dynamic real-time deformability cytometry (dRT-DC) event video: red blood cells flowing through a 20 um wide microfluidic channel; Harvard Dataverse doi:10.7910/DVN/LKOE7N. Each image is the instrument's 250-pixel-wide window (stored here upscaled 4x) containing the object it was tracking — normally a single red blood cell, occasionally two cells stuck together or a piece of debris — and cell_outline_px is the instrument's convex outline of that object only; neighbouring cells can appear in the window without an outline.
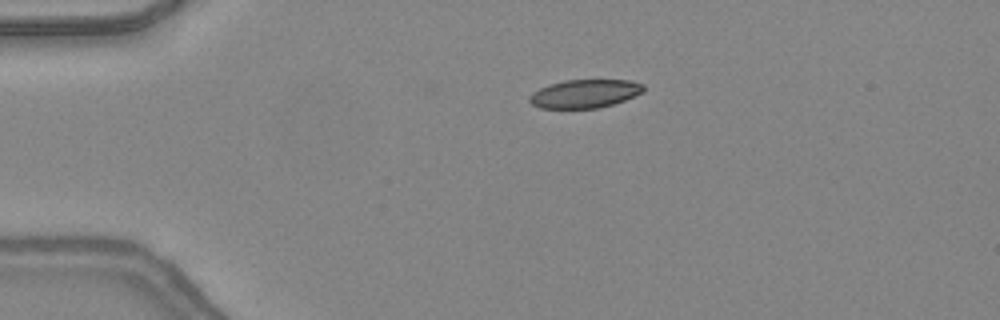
{"species": "common noctule bat (a hibernating species)", "species_latin": "Nyctalus noctula", "temperature_condition": "warm", "stored_images_in_passage": 41, "camera_frame_rate_fps": 3000, "um_per_image_px": 0.085, "animal": {"sex": "female", "body_mass_g": 24.6, "forearm_length_mm": 56.2}, "frame": {"image": 1, "passage_image": 4, "time_ms": 1.0, "image_size_px": [1000, 320], "cell_outline_px": [[644, 92], [624, 100], [600, 108], [540, 108], [532, 104], [528, 100], [528, 96], [532, 92], [548, 84], [564, 80], [632, 80], [644, 84]], "centroid_in_image_um": [49.7, 7.96], "position_along_channel_um": 35.3, "area_um2": 19.02}}
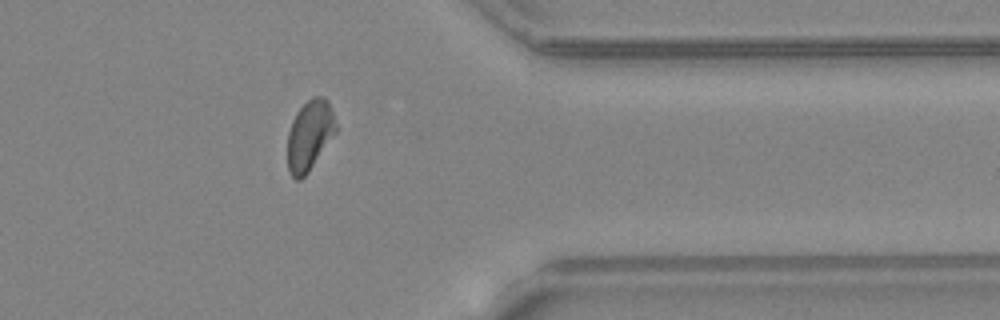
{"frame": {"image": 2, "passage_image": 32, "time_ms": 10.333, "image_size_px": [1000, 320], "cell_outline_px": [[336, 132], [308, 172], [300, 180], [296, 180], [288, 172], [288, 132], [292, 120], [296, 112], [312, 96], [324, 96], [328, 100], [336, 124]], "centroid_in_image_um": [26.3, 11.49], "position_along_channel_um": 385.1, "area_um2": 19.65}}
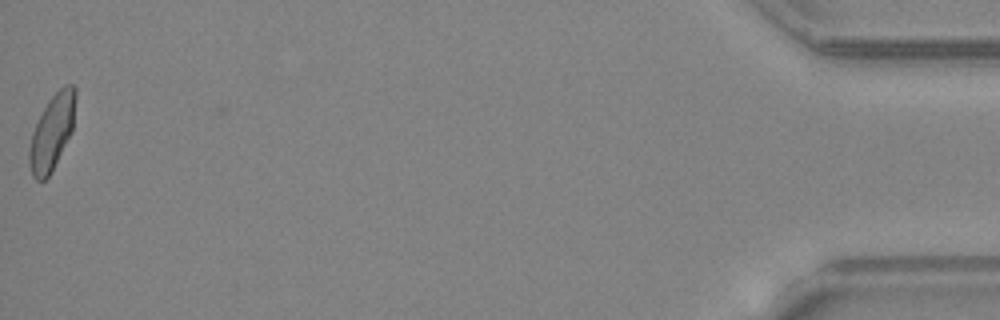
{"frame": {"image": 3, "passage_image": 41, "time_ms": 13.333, "image_size_px": [1000, 320], "cell_outline_px": [[76, 96], [72, 132], [52, 172], [44, 180], [36, 180], [32, 176], [28, 164], [28, 152], [32, 132], [48, 100], [64, 84], [72, 84], [76, 88]], "centroid_in_image_um": [4.42, 11.25], "position_along_channel_um": 430.8, "area_um2": 20.4}, "authors_computed_cell_mechanics": {"area_um2": 20.23, "velocity_mm_per_s": 4.3783, "shape_relaxation_time_tau1_ms": 9.8146, "shape_relaxation_time_tau2_ms": 1.2274, "deformation_change_tau1": 0.2217, "deformation_change_tau2": 0.0765}}